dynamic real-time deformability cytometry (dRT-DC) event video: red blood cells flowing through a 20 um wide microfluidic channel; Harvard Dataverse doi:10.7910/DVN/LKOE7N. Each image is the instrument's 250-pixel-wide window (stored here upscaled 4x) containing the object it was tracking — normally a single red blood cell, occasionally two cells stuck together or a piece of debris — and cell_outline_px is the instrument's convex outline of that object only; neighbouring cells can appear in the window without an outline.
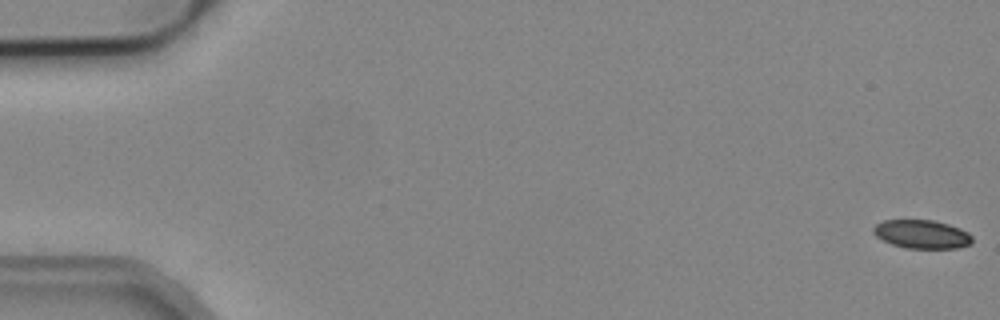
{"species": "common noctule bat (a hibernating species)", "species_latin": "Nyctalus noctula", "temperature_condition": "cold", "stored_images_in_passage": 2, "camera_frame_rate_fps": 3000, "um_per_image_px": 0.085, "animal": {"sex": "male", "body_mass_g": 19.2, "forearm_length_mm": 51.8}, "frame": {"image": 1, "passage_image": 1, "time_ms": 0.0, "image_size_px": [1000, 320], "cell_outline_px": [[972, 244], [956, 248], [904, 248], [892, 244], [876, 236], [872, 232], [872, 228], [876, 224], [884, 220], [932, 220], [948, 224], [960, 228], [968, 232], [972, 236]], "centroid_in_image_um": [78.36, 19.91], "position_along_channel_um": 6.6, "area_um2": 16.47}}